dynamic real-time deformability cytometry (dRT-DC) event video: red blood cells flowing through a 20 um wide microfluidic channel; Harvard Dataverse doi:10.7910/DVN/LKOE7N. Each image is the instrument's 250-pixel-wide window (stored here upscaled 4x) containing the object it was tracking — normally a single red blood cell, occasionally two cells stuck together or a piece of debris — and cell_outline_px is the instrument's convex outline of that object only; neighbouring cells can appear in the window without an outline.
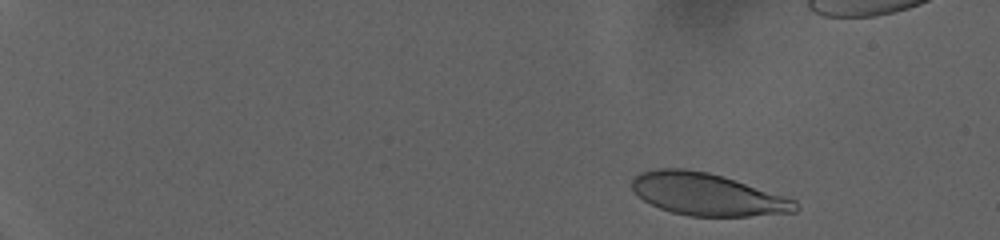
{"species": "human", "species_latin": "Homo sapiens", "temperature_condition": "warm", "stored_images_in_passage": 69, "camera_frame_rate_fps": 3000, "um_per_image_px": 0.085, "donor": {"sex": "female"}, "frame": {"image": 1, "passage_image": 5, "time_ms": 1.333, "image_size_px": [1000, 240], "cell_outline_px": [[800, 208], [796, 212], [748, 216], [688, 216], [672, 212], [660, 208], [644, 200], [632, 188], [632, 180], [640, 172], [660, 168], [684, 168], [708, 172], [724, 176], [796, 200]], "centroid_in_image_um": [60.14, 16.52], "position_along_channel_um": 24.9, "area_um2": 40.11}}
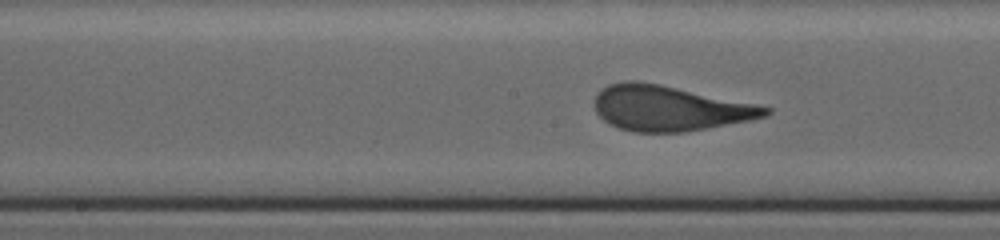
{"frame": {"image": 2, "passage_image": 40, "time_ms": 13.0, "image_size_px": [1000, 240], "cell_outline_px": [[772, 112], [768, 116], [708, 128], [684, 132], [632, 132], [616, 128], [608, 124], [596, 112], [596, 96], [600, 88], [608, 84], [624, 80], [636, 80], [660, 84], [756, 104], [772, 108]], "centroid_in_image_um": [56.88, 9.2], "position_along_channel_um": 191.3, "area_um2": 45.14}}
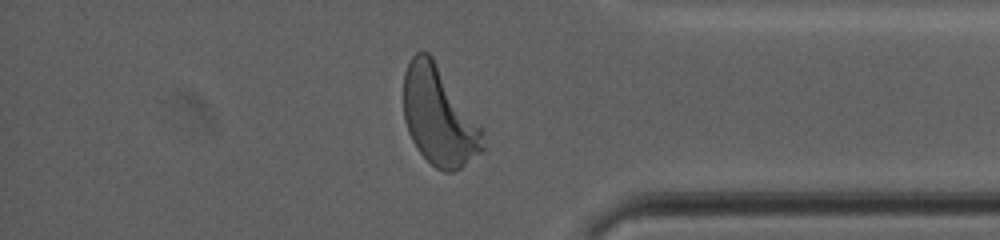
{"frame": {"image": 3, "passage_image": 63, "time_ms": 20.667, "image_size_px": [1000, 240], "cell_outline_px": [[484, 148], [480, 152], [460, 168], [452, 172], [444, 172], [436, 168], [416, 148], [408, 132], [404, 120], [404, 72], [412, 56], [416, 52], [428, 52], [432, 56], [484, 128]], "centroid_in_image_um": [37.33, 9.88], "position_along_channel_um": 397.9, "area_um2": 45.72}}